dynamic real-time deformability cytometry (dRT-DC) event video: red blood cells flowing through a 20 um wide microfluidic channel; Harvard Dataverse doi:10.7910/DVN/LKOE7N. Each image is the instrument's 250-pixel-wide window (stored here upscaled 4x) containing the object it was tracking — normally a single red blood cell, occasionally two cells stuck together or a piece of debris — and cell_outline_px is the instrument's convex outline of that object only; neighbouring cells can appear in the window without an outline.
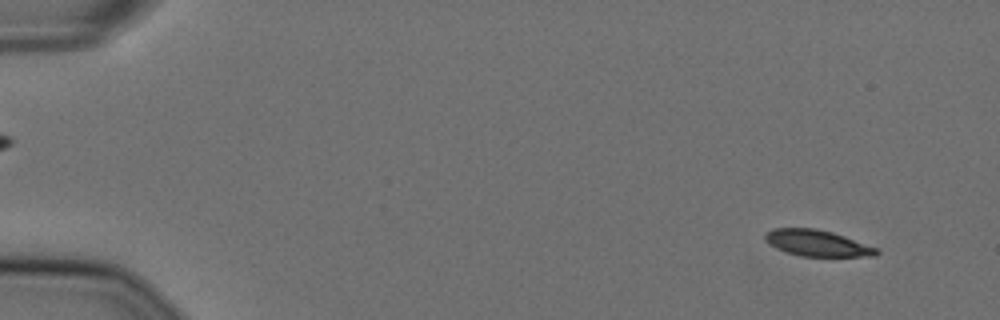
{"species": "Egyptian fruit bat (a non-hibernating species)", "species_latin": "Rousettus aegyptiacus", "temperature_condition": "cold", "stored_images_in_passage": 29, "camera_frame_rate_fps": 3000, "um_per_image_px": 0.085, "animal": {"sex": "female"}, "frame": {"image": 1, "passage_image": 4, "time_ms": 1.0, "image_size_px": [1000, 320], "cell_outline_px": [[880, 252], [876, 256], [800, 256], [776, 248], [764, 240], [764, 232], [772, 228], [816, 228], [832, 232], [880, 248]], "centroid_in_image_um": [69.47, 20.66], "position_along_channel_um": 15.5, "area_um2": 17.17}}
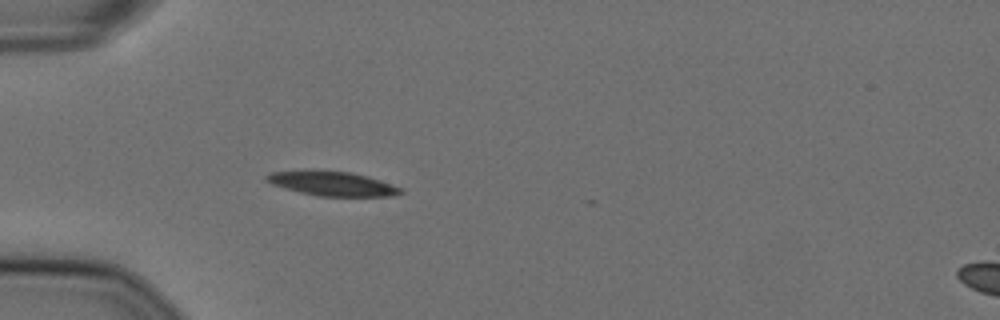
{"frame": {"image": 2, "passage_image": 17, "time_ms": 5.333, "image_size_px": [1000, 320], "cell_outline_px": [[404, 192], [392, 196], [316, 196], [284, 188], [272, 184], [264, 180], [264, 176], [272, 172], [352, 172], [368, 176], [404, 188]], "centroid_in_image_um": [28.32, 15.64], "position_along_channel_um": 56.7, "area_um2": 18.55}}
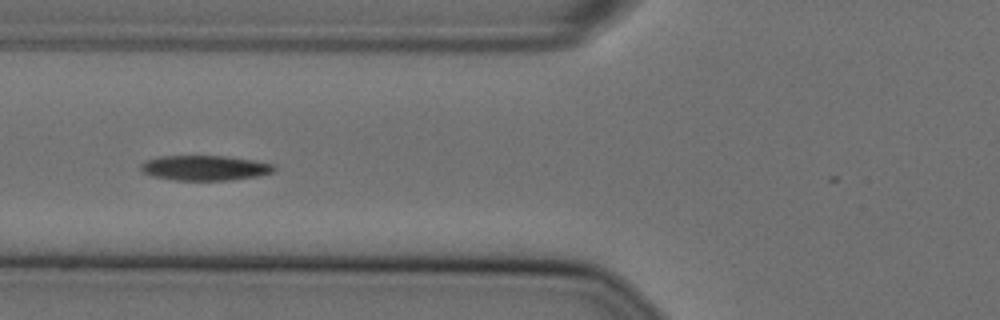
{"frame": {"image": 3, "passage_image": 22, "time_ms": 7.0, "image_size_px": [1000, 320], "cell_outline_px": [[276, 172], [256, 176], [232, 180], [176, 180], [152, 176], [144, 172], [140, 168], [140, 164], [144, 160], [160, 156], [228, 156], [276, 164]], "centroid_in_image_um": [17.44, 14.27], "position_along_channel_um": 108.4, "area_um2": 19.59}}